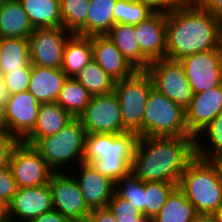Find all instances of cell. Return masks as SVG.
<instances>
[{
  "label": "cell",
  "mask_w": 222,
  "mask_h": 222,
  "mask_svg": "<svg viewBox=\"0 0 222 222\" xmlns=\"http://www.w3.org/2000/svg\"><path fill=\"white\" fill-rule=\"evenodd\" d=\"M92 95H106L114 92L113 80L95 61L88 63L74 77Z\"/></svg>",
  "instance_id": "cell-32"
},
{
  "label": "cell",
  "mask_w": 222,
  "mask_h": 222,
  "mask_svg": "<svg viewBox=\"0 0 222 222\" xmlns=\"http://www.w3.org/2000/svg\"><path fill=\"white\" fill-rule=\"evenodd\" d=\"M91 97L92 95L79 81L68 77L60 90L56 103L74 118H78L84 112Z\"/></svg>",
  "instance_id": "cell-30"
},
{
  "label": "cell",
  "mask_w": 222,
  "mask_h": 222,
  "mask_svg": "<svg viewBox=\"0 0 222 222\" xmlns=\"http://www.w3.org/2000/svg\"><path fill=\"white\" fill-rule=\"evenodd\" d=\"M0 131H6V126L3 118V106H0Z\"/></svg>",
  "instance_id": "cell-49"
},
{
  "label": "cell",
  "mask_w": 222,
  "mask_h": 222,
  "mask_svg": "<svg viewBox=\"0 0 222 222\" xmlns=\"http://www.w3.org/2000/svg\"><path fill=\"white\" fill-rule=\"evenodd\" d=\"M153 87L184 110L194 97L193 89L179 61L160 59L149 63Z\"/></svg>",
  "instance_id": "cell-8"
},
{
  "label": "cell",
  "mask_w": 222,
  "mask_h": 222,
  "mask_svg": "<svg viewBox=\"0 0 222 222\" xmlns=\"http://www.w3.org/2000/svg\"><path fill=\"white\" fill-rule=\"evenodd\" d=\"M39 109V101L29 91L9 95L3 105L6 131L22 141L35 127Z\"/></svg>",
  "instance_id": "cell-14"
},
{
  "label": "cell",
  "mask_w": 222,
  "mask_h": 222,
  "mask_svg": "<svg viewBox=\"0 0 222 222\" xmlns=\"http://www.w3.org/2000/svg\"><path fill=\"white\" fill-rule=\"evenodd\" d=\"M73 119L74 117L56 102L42 103L35 127L22 141L34 145L40 138L56 134Z\"/></svg>",
  "instance_id": "cell-21"
},
{
  "label": "cell",
  "mask_w": 222,
  "mask_h": 222,
  "mask_svg": "<svg viewBox=\"0 0 222 222\" xmlns=\"http://www.w3.org/2000/svg\"><path fill=\"white\" fill-rule=\"evenodd\" d=\"M193 222H215L211 215H199Z\"/></svg>",
  "instance_id": "cell-46"
},
{
  "label": "cell",
  "mask_w": 222,
  "mask_h": 222,
  "mask_svg": "<svg viewBox=\"0 0 222 222\" xmlns=\"http://www.w3.org/2000/svg\"><path fill=\"white\" fill-rule=\"evenodd\" d=\"M85 135L80 119L74 118L59 132L40 138L33 146L55 172L68 171V169L71 172L72 166L75 165L78 168L77 165L82 163Z\"/></svg>",
  "instance_id": "cell-5"
},
{
  "label": "cell",
  "mask_w": 222,
  "mask_h": 222,
  "mask_svg": "<svg viewBox=\"0 0 222 222\" xmlns=\"http://www.w3.org/2000/svg\"><path fill=\"white\" fill-rule=\"evenodd\" d=\"M141 53L150 61L166 58V13L154 12L146 20L135 24Z\"/></svg>",
  "instance_id": "cell-18"
},
{
  "label": "cell",
  "mask_w": 222,
  "mask_h": 222,
  "mask_svg": "<svg viewBox=\"0 0 222 222\" xmlns=\"http://www.w3.org/2000/svg\"><path fill=\"white\" fill-rule=\"evenodd\" d=\"M166 59L217 49L222 41V21L194 0L166 13Z\"/></svg>",
  "instance_id": "cell-1"
},
{
  "label": "cell",
  "mask_w": 222,
  "mask_h": 222,
  "mask_svg": "<svg viewBox=\"0 0 222 222\" xmlns=\"http://www.w3.org/2000/svg\"><path fill=\"white\" fill-rule=\"evenodd\" d=\"M153 82L146 70H136L130 77L115 82L114 93L121 109L123 127L143 137V117Z\"/></svg>",
  "instance_id": "cell-7"
},
{
  "label": "cell",
  "mask_w": 222,
  "mask_h": 222,
  "mask_svg": "<svg viewBox=\"0 0 222 222\" xmlns=\"http://www.w3.org/2000/svg\"><path fill=\"white\" fill-rule=\"evenodd\" d=\"M155 11L138 0H117L114 11L115 24H139Z\"/></svg>",
  "instance_id": "cell-34"
},
{
  "label": "cell",
  "mask_w": 222,
  "mask_h": 222,
  "mask_svg": "<svg viewBox=\"0 0 222 222\" xmlns=\"http://www.w3.org/2000/svg\"><path fill=\"white\" fill-rule=\"evenodd\" d=\"M139 135L86 134L82 163L91 164L101 175L116 182L131 173Z\"/></svg>",
  "instance_id": "cell-3"
},
{
  "label": "cell",
  "mask_w": 222,
  "mask_h": 222,
  "mask_svg": "<svg viewBox=\"0 0 222 222\" xmlns=\"http://www.w3.org/2000/svg\"><path fill=\"white\" fill-rule=\"evenodd\" d=\"M194 94L222 85V45L178 60Z\"/></svg>",
  "instance_id": "cell-11"
},
{
  "label": "cell",
  "mask_w": 222,
  "mask_h": 222,
  "mask_svg": "<svg viewBox=\"0 0 222 222\" xmlns=\"http://www.w3.org/2000/svg\"><path fill=\"white\" fill-rule=\"evenodd\" d=\"M7 0H0V6L4 3V2H6Z\"/></svg>",
  "instance_id": "cell-52"
},
{
  "label": "cell",
  "mask_w": 222,
  "mask_h": 222,
  "mask_svg": "<svg viewBox=\"0 0 222 222\" xmlns=\"http://www.w3.org/2000/svg\"><path fill=\"white\" fill-rule=\"evenodd\" d=\"M77 166L79 168L74 166L75 173L72 171L71 174L78 182L89 209L106 208L115 193V182L101 175L91 164L79 163Z\"/></svg>",
  "instance_id": "cell-16"
},
{
  "label": "cell",
  "mask_w": 222,
  "mask_h": 222,
  "mask_svg": "<svg viewBox=\"0 0 222 222\" xmlns=\"http://www.w3.org/2000/svg\"><path fill=\"white\" fill-rule=\"evenodd\" d=\"M202 139L207 141L202 143ZM195 155L204 160H214L222 157V111L196 135Z\"/></svg>",
  "instance_id": "cell-28"
},
{
  "label": "cell",
  "mask_w": 222,
  "mask_h": 222,
  "mask_svg": "<svg viewBox=\"0 0 222 222\" xmlns=\"http://www.w3.org/2000/svg\"><path fill=\"white\" fill-rule=\"evenodd\" d=\"M34 28L62 27L60 0H19Z\"/></svg>",
  "instance_id": "cell-25"
},
{
  "label": "cell",
  "mask_w": 222,
  "mask_h": 222,
  "mask_svg": "<svg viewBox=\"0 0 222 222\" xmlns=\"http://www.w3.org/2000/svg\"><path fill=\"white\" fill-rule=\"evenodd\" d=\"M53 210L49 184L32 188H18L8 205L9 222H30Z\"/></svg>",
  "instance_id": "cell-15"
},
{
  "label": "cell",
  "mask_w": 222,
  "mask_h": 222,
  "mask_svg": "<svg viewBox=\"0 0 222 222\" xmlns=\"http://www.w3.org/2000/svg\"><path fill=\"white\" fill-rule=\"evenodd\" d=\"M87 218L91 222H117L116 218L107 207L91 210Z\"/></svg>",
  "instance_id": "cell-41"
},
{
  "label": "cell",
  "mask_w": 222,
  "mask_h": 222,
  "mask_svg": "<svg viewBox=\"0 0 222 222\" xmlns=\"http://www.w3.org/2000/svg\"><path fill=\"white\" fill-rule=\"evenodd\" d=\"M202 9L215 15L222 21V0H194Z\"/></svg>",
  "instance_id": "cell-42"
},
{
  "label": "cell",
  "mask_w": 222,
  "mask_h": 222,
  "mask_svg": "<svg viewBox=\"0 0 222 222\" xmlns=\"http://www.w3.org/2000/svg\"><path fill=\"white\" fill-rule=\"evenodd\" d=\"M91 49L93 61L115 81L130 77L137 70L106 35L91 36Z\"/></svg>",
  "instance_id": "cell-19"
},
{
  "label": "cell",
  "mask_w": 222,
  "mask_h": 222,
  "mask_svg": "<svg viewBox=\"0 0 222 222\" xmlns=\"http://www.w3.org/2000/svg\"><path fill=\"white\" fill-rule=\"evenodd\" d=\"M215 222H222V207L211 215Z\"/></svg>",
  "instance_id": "cell-48"
},
{
  "label": "cell",
  "mask_w": 222,
  "mask_h": 222,
  "mask_svg": "<svg viewBox=\"0 0 222 222\" xmlns=\"http://www.w3.org/2000/svg\"><path fill=\"white\" fill-rule=\"evenodd\" d=\"M92 60L91 36L72 34L64 47L61 70L74 78Z\"/></svg>",
  "instance_id": "cell-24"
},
{
  "label": "cell",
  "mask_w": 222,
  "mask_h": 222,
  "mask_svg": "<svg viewBox=\"0 0 222 222\" xmlns=\"http://www.w3.org/2000/svg\"><path fill=\"white\" fill-rule=\"evenodd\" d=\"M9 168L18 188L47 185L55 172L33 145L23 141L13 150Z\"/></svg>",
  "instance_id": "cell-10"
},
{
  "label": "cell",
  "mask_w": 222,
  "mask_h": 222,
  "mask_svg": "<svg viewBox=\"0 0 222 222\" xmlns=\"http://www.w3.org/2000/svg\"><path fill=\"white\" fill-rule=\"evenodd\" d=\"M143 137H193L185 110L152 87L143 117Z\"/></svg>",
  "instance_id": "cell-6"
},
{
  "label": "cell",
  "mask_w": 222,
  "mask_h": 222,
  "mask_svg": "<svg viewBox=\"0 0 222 222\" xmlns=\"http://www.w3.org/2000/svg\"><path fill=\"white\" fill-rule=\"evenodd\" d=\"M216 166H217V169H218V172H219V175H220V179H221V183H222V157L220 158H217V159H214L212 160Z\"/></svg>",
  "instance_id": "cell-47"
},
{
  "label": "cell",
  "mask_w": 222,
  "mask_h": 222,
  "mask_svg": "<svg viewBox=\"0 0 222 222\" xmlns=\"http://www.w3.org/2000/svg\"><path fill=\"white\" fill-rule=\"evenodd\" d=\"M30 222H71V220L53 209L43 213Z\"/></svg>",
  "instance_id": "cell-43"
},
{
  "label": "cell",
  "mask_w": 222,
  "mask_h": 222,
  "mask_svg": "<svg viewBox=\"0 0 222 222\" xmlns=\"http://www.w3.org/2000/svg\"><path fill=\"white\" fill-rule=\"evenodd\" d=\"M195 157V137H139L131 172L143 182L178 185Z\"/></svg>",
  "instance_id": "cell-2"
},
{
  "label": "cell",
  "mask_w": 222,
  "mask_h": 222,
  "mask_svg": "<svg viewBox=\"0 0 222 222\" xmlns=\"http://www.w3.org/2000/svg\"><path fill=\"white\" fill-rule=\"evenodd\" d=\"M18 187L9 167L0 168V198L8 205L13 200Z\"/></svg>",
  "instance_id": "cell-39"
},
{
  "label": "cell",
  "mask_w": 222,
  "mask_h": 222,
  "mask_svg": "<svg viewBox=\"0 0 222 222\" xmlns=\"http://www.w3.org/2000/svg\"><path fill=\"white\" fill-rule=\"evenodd\" d=\"M30 63L27 38H0V74L24 68Z\"/></svg>",
  "instance_id": "cell-26"
},
{
  "label": "cell",
  "mask_w": 222,
  "mask_h": 222,
  "mask_svg": "<svg viewBox=\"0 0 222 222\" xmlns=\"http://www.w3.org/2000/svg\"><path fill=\"white\" fill-rule=\"evenodd\" d=\"M34 27L19 0H7L0 6V38H27Z\"/></svg>",
  "instance_id": "cell-22"
},
{
  "label": "cell",
  "mask_w": 222,
  "mask_h": 222,
  "mask_svg": "<svg viewBox=\"0 0 222 222\" xmlns=\"http://www.w3.org/2000/svg\"><path fill=\"white\" fill-rule=\"evenodd\" d=\"M177 186L169 182H145L144 216L153 219Z\"/></svg>",
  "instance_id": "cell-33"
},
{
  "label": "cell",
  "mask_w": 222,
  "mask_h": 222,
  "mask_svg": "<svg viewBox=\"0 0 222 222\" xmlns=\"http://www.w3.org/2000/svg\"><path fill=\"white\" fill-rule=\"evenodd\" d=\"M8 96H9V94L6 89L4 79L0 74V106H3L5 104V101Z\"/></svg>",
  "instance_id": "cell-44"
},
{
  "label": "cell",
  "mask_w": 222,
  "mask_h": 222,
  "mask_svg": "<svg viewBox=\"0 0 222 222\" xmlns=\"http://www.w3.org/2000/svg\"><path fill=\"white\" fill-rule=\"evenodd\" d=\"M32 65H26L8 74H1L9 95L28 90Z\"/></svg>",
  "instance_id": "cell-37"
},
{
  "label": "cell",
  "mask_w": 222,
  "mask_h": 222,
  "mask_svg": "<svg viewBox=\"0 0 222 222\" xmlns=\"http://www.w3.org/2000/svg\"><path fill=\"white\" fill-rule=\"evenodd\" d=\"M0 222H9L8 216H0Z\"/></svg>",
  "instance_id": "cell-50"
},
{
  "label": "cell",
  "mask_w": 222,
  "mask_h": 222,
  "mask_svg": "<svg viewBox=\"0 0 222 222\" xmlns=\"http://www.w3.org/2000/svg\"><path fill=\"white\" fill-rule=\"evenodd\" d=\"M115 193L129 201L144 216L145 182L137 178L132 172L115 182Z\"/></svg>",
  "instance_id": "cell-35"
},
{
  "label": "cell",
  "mask_w": 222,
  "mask_h": 222,
  "mask_svg": "<svg viewBox=\"0 0 222 222\" xmlns=\"http://www.w3.org/2000/svg\"><path fill=\"white\" fill-rule=\"evenodd\" d=\"M138 1H142L155 12L168 13L180 8L188 0H138Z\"/></svg>",
  "instance_id": "cell-40"
},
{
  "label": "cell",
  "mask_w": 222,
  "mask_h": 222,
  "mask_svg": "<svg viewBox=\"0 0 222 222\" xmlns=\"http://www.w3.org/2000/svg\"><path fill=\"white\" fill-rule=\"evenodd\" d=\"M0 216H8V204L0 198Z\"/></svg>",
  "instance_id": "cell-45"
},
{
  "label": "cell",
  "mask_w": 222,
  "mask_h": 222,
  "mask_svg": "<svg viewBox=\"0 0 222 222\" xmlns=\"http://www.w3.org/2000/svg\"><path fill=\"white\" fill-rule=\"evenodd\" d=\"M178 187L199 215H212L222 207V183L212 160L195 157L181 174Z\"/></svg>",
  "instance_id": "cell-4"
},
{
  "label": "cell",
  "mask_w": 222,
  "mask_h": 222,
  "mask_svg": "<svg viewBox=\"0 0 222 222\" xmlns=\"http://www.w3.org/2000/svg\"><path fill=\"white\" fill-rule=\"evenodd\" d=\"M71 222H91V221L88 218H85V219L73 220Z\"/></svg>",
  "instance_id": "cell-51"
},
{
  "label": "cell",
  "mask_w": 222,
  "mask_h": 222,
  "mask_svg": "<svg viewBox=\"0 0 222 222\" xmlns=\"http://www.w3.org/2000/svg\"><path fill=\"white\" fill-rule=\"evenodd\" d=\"M49 187L54 210L71 221L88 217L91 210L85 203L78 182L69 171L54 172Z\"/></svg>",
  "instance_id": "cell-13"
},
{
  "label": "cell",
  "mask_w": 222,
  "mask_h": 222,
  "mask_svg": "<svg viewBox=\"0 0 222 222\" xmlns=\"http://www.w3.org/2000/svg\"><path fill=\"white\" fill-rule=\"evenodd\" d=\"M72 34L63 27L34 28L28 37L31 65L61 68L64 47Z\"/></svg>",
  "instance_id": "cell-12"
},
{
  "label": "cell",
  "mask_w": 222,
  "mask_h": 222,
  "mask_svg": "<svg viewBox=\"0 0 222 222\" xmlns=\"http://www.w3.org/2000/svg\"><path fill=\"white\" fill-rule=\"evenodd\" d=\"M20 141L18 137L7 131H0V168L9 167L13 150Z\"/></svg>",
  "instance_id": "cell-38"
},
{
  "label": "cell",
  "mask_w": 222,
  "mask_h": 222,
  "mask_svg": "<svg viewBox=\"0 0 222 222\" xmlns=\"http://www.w3.org/2000/svg\"><path fill=\"white\" fill-rule=\"evenodd\" d=\"M222 111V85L194 94L185 109L189 133L196 137Z\"/></svg>",
  "instance_id": "cell-17"
},
{
  "label": "cell",
  "mask_w": 222,
  "mask_h": 222,
  "mask_svg": "<svg viewBox=\"0 0 222 222\" xmlns=\"http://www.w3.org/2000/svg\"><path fill=\"white\" fill-rule=\"evenodd\" d=\"M199 214L177 186L159 213L150 222H193Z\"/></svg>",
  "instance_id": "cell-27"
},
{
  "label": "cell",
  "mask_w": 222,
  "mask_h": 222,
  "mask_svg": "<svg viewBox=\"0 0 222 222\" xmlns=\"http://www.w3.org/2000/svg\"><path fill=\"white\" fill-rule=\"evenodd\" d=\"M90 0H60L62 27L73 34L87 36Z\"/></svg>",
  "instance_id": "cell-31"
},
{
  "label": "cell",
  "mask_w": 222,
  "mask_h": 222,
  "mask_svg": "<svg viewBox=\"0 0 222 222\" xmlns=\"http://www.w3.org/2000/svg\"><path fill=\"white\" fill-rule=\"evenodd\" d=\"M107 208L112 212L117 222H150L129 201L122 199L114 193Z\"/></svg>",
  "instance_id": "cell-36"
},
{
  "label": "cell",
  "mask_w": 222,
  "mask_h": 222,
  "mask_svg": "<svg viewBox=\"0 0 222 222\" xmlns=\"http://www.w3.org/2000/svg\"><path fill=\"white\" fill-rule=\"evenodd\" d=\"M68 76L61 68L32 65L28 90L40 104L56 102Z\"/></svg>",
  "instance_id": "cell-20"
},
{
  "label": "cell",
  "mask_w": 222,
  "mask_h": 222,
  "mask_svg": "<svg viewBox=\"0 0 222 222\" xmlns=\"http://www.w3.org/2000/svg\"><path fill=\"white\" fill-rule=\"evenodd\" d=\"M86 134H122L128 132L122 123L119 101L114 92L92 96L78 117Z\"/></svg>",
  "instance_id": "cell-9"
},
{
  "label": "cell",
  "mask_w": 222,
  "mask_h": 222,
  "mask_svg": "<svg viewBox=\"0 0 222 222\" xmlns=\"http://www.w3.org/2000/svg\"><path fill=\"white\" fill-rule=\"evenodd\" d=\"M106 36L137 70H146L150 61L141 53L135 25L115 24Z\"/></svg>",
  "instance_id": "cell-23"
},
{
  "label": "cell",
  "mask_w": 222,
  "mask_h": 222,
  "mask_svg": "<svg viewBox=\"0 0 222 222\" xmlns=\"http://www.w3.org/2000/svg\"><path fill=\"white\" fill-rule=\"evenodd\" d=\"M117 0H90L87 15V36L106 35L114 26Z\"/></svg>",
  "instance_id": "cell-29"
}]
</instances>
